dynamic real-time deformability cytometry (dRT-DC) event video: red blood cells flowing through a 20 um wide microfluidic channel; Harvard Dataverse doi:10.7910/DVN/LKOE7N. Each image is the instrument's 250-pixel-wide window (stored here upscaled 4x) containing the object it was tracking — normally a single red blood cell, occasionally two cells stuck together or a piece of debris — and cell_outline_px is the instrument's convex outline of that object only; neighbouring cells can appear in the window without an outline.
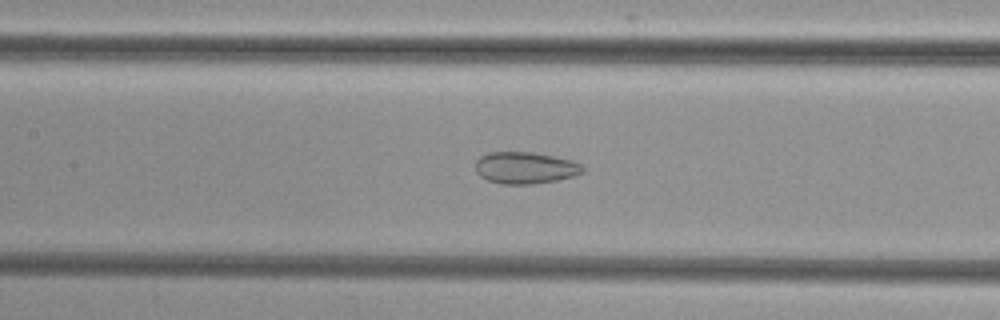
{"species": "common noctule bat (a hibernating species)", "species_latin": "Nyctalus noctula", "temperature_condition": "cold", "stored_images_in_passage": 48, "camera_frame_rate_fps": 3000, "um_per_image_px": 0.085, "animal": {"sex": "female", "body_mass_g": 29.2, "forearm_length_mm": 56.3}, "frame": {"image": 1, "passage_image": 20, "time_ms": 6.333, "image_size_px": [1000, 320], "cell_outline_px": [[584, 172], [576, 176], [556, 180], [532, 184], [500, 184], [488, 180], [480, 176], [476, 172], [476, 160], [480, 156], [488, 152], [532, 152], [572, 160], [580, 164], [584, 168]], "centroid_in_image_um": [44.64, 14.27], "position_along_channel_um": 162.8, "area_um2": 19.94}}
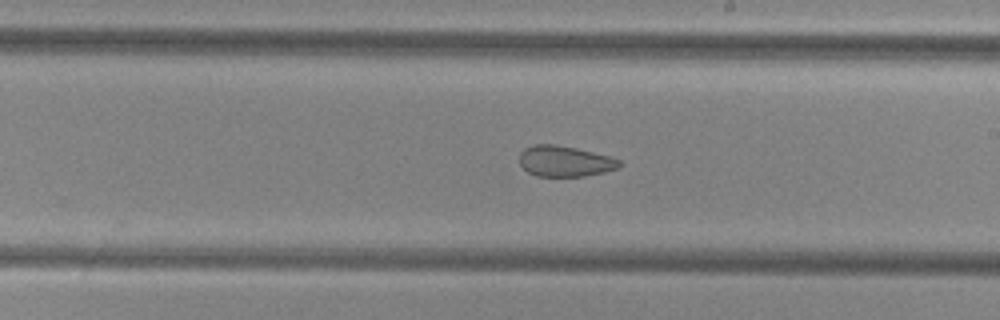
{"frame": {"image": 2, "passage_image": 26, "time_ms": 8.333, "image_size_px": [1000, 320], "cell_outline_px": [[620, 168], [604, 172], [584, 176], [536, 176], [528, 172], [520, 164], [520, 152], [524, 148], [536, 144], [556, 144], [576, 148], [612, 156], [620, 160]], "centroid_in_image_um": [48.03, 13.7], "position_along_channel_um": 241.0, "area_um2": 18.03}}
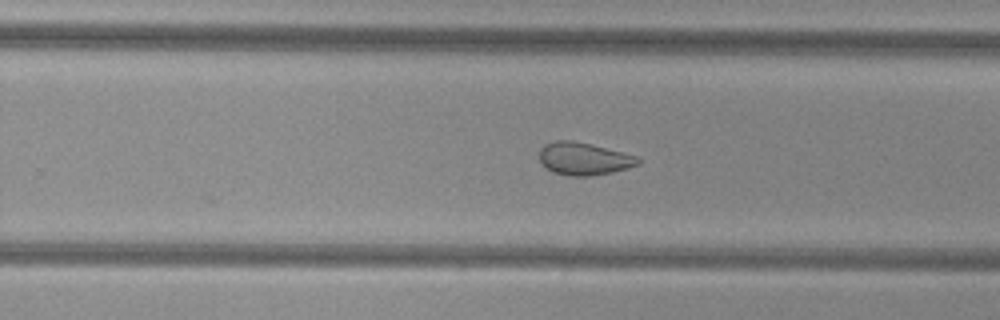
{"frame": {"image": 3, "passage_image": 29, "time_ms": 9.333, "image_size_px": [1000, 320], "cell_outline_px": [[640, 164], [628, 168], [612, 172], [592, 176], [568, 176], [552, 172], [540, 164], [540, 148], [544, 144], [556, 140], [572, 140], [592, 144], [640, 156]], "centroid_in_image_um": [49.64, 13.49], "position_along_channel_um": 280.2, "area_um2": 19.13}}